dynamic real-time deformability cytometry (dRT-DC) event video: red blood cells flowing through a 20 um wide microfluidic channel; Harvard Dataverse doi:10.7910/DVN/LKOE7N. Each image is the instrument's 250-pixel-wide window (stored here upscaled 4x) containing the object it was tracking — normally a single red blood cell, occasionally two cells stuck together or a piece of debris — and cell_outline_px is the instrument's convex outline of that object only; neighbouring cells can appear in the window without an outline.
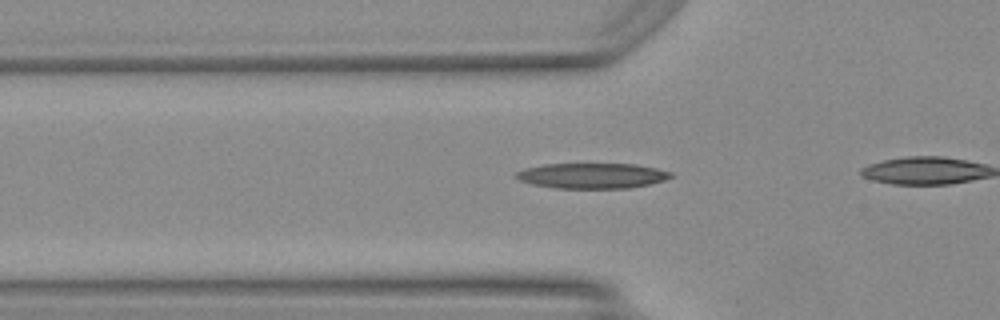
{"species": "Egyptian fruit bat (a non-hibernating species)", "species_latin": "Rousettus aegyptiacus", "temperature_condition": "warm", "stored_images_in_passage": 27, "camera_frame_rate_fps": 3000, "um_per_image_px": 0.085, "animal": {"sex": "female"}, "frame": {"image": 1, "passage_image": 5, "time_ms": 1.333, "image_size_px": [1000, 320], "cell_outline_px": [[672, 176], [664, 180], [648, 184], [628, 188], [556, 188], [532, 184], [520, 180], [516, 176], [516, 172], [524, 168], [544, 164], [636, 164], [656, 168], [672, 172]], "centroid_in_image_um": [50.32, 14.93], "position_along_channel_um": 75.5, "area_um2": 22.72}}
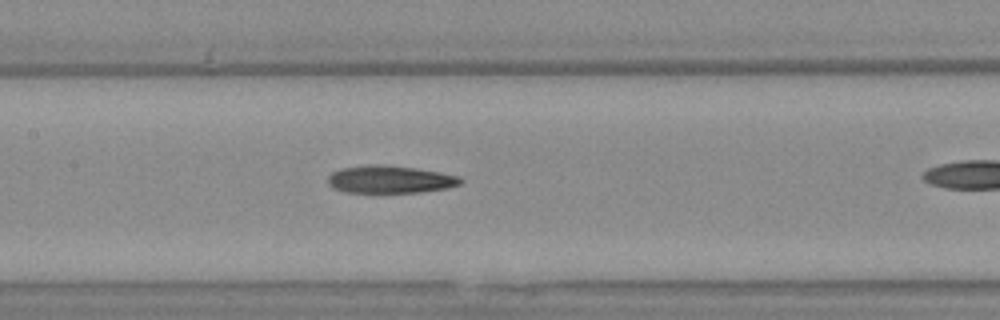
{"frame": {"image": 2, "passage_image": 12, "time_ms": 3.667, "image_size_px": [1000, 320], "cell_outline_px": [[464, 180], [460, 184], [444, 188], [420, 192], [344, 192], [332, 188], [328, 184], [328, 176], [332, 172], [340, 168], [372, 164], [384, 164], [416, 168], [440, 172], [460, 176]], "centroid_in_image_um": [33.13, 15.24], "position_along_channel_um": 174.3, "area_um2": 21.39}}
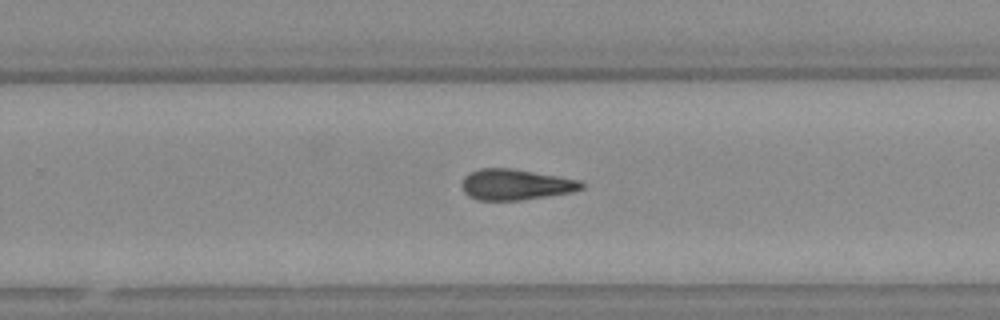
{"frame": {"image": 3, "passage_image": 20, "time_ms": 6.333, "image_size_px": [1000, 320], "cell_outline_px": [[584, 188], [572, 192], [520, 200], [476, 200], [468, 196], [464, 192], [464, 176], [480, 168], [508, 168], [580, 180], [584, 184]], "centroid_in_image_um": [43.83, 15.7], "position_along_channel_um": 286.0, "area_um2": 21.1}}